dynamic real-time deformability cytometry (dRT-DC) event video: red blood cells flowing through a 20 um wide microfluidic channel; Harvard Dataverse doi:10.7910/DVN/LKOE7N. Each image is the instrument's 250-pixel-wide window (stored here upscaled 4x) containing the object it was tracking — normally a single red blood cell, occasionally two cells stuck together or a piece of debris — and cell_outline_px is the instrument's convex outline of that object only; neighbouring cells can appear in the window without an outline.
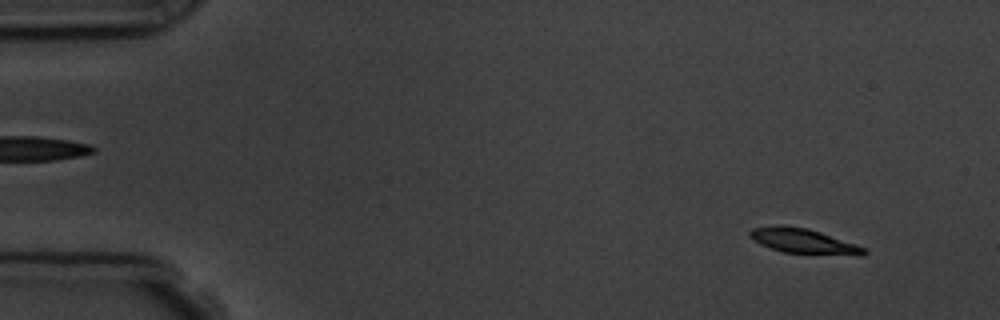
{"species": "common noctule bat (a hibernating species)", "species_latin": "Nyctalus noctula", "temperature_condition": "room temperature", "stored_images_in_passage": 4, "camera_frame_rate_fps": 3000, "um_per_image_px": 0.085, "animal": {"sex": "male", "body_mass_g": 19.5, "forearm_length_mm": 54.6}, "frame": {"image": 1, "passage_image": 1, "time_ms": 0.0, "image_size_px": [1000, 320], "cell_outline_px": [[868, 252], [864, 256], [860, 256], [784, 252], [760, 244], [752, 240], [748, 236], [748, 232], [752, 228], [808, 228], [856, 244], [864, 248]], "centroid_in_image_um": [68.38, 20.55], "position_along_channel_um": 16.6, "area_um2": 15.9}}
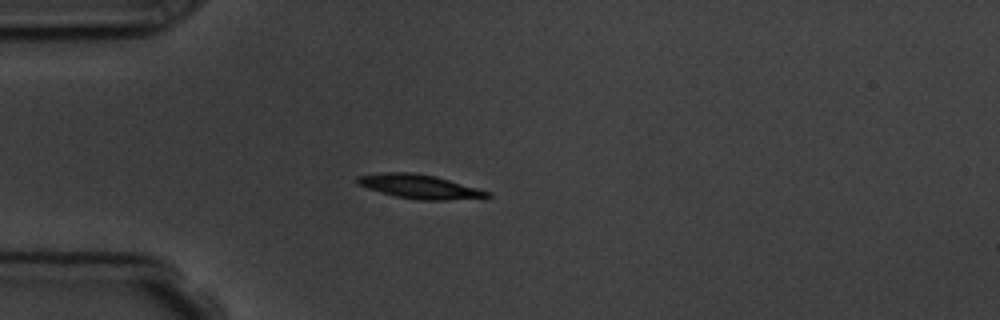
{"frame": {"image": 2, "passage_image": 4, "time_ms": 3.333, "image_size_px": [1000, 320], "cell_outline_px": [[492, 196], [448, 200], [416, 200], [396, 196], [380, 192], [356, 184], [356, 176], [388, 172], [412, 172], [436, 176], [480, 188], [492, 192]], "centroid_in_image_um": [35.68, 15.85], "position_along_channel_um": 49.3, "area_um2": 18.26}}